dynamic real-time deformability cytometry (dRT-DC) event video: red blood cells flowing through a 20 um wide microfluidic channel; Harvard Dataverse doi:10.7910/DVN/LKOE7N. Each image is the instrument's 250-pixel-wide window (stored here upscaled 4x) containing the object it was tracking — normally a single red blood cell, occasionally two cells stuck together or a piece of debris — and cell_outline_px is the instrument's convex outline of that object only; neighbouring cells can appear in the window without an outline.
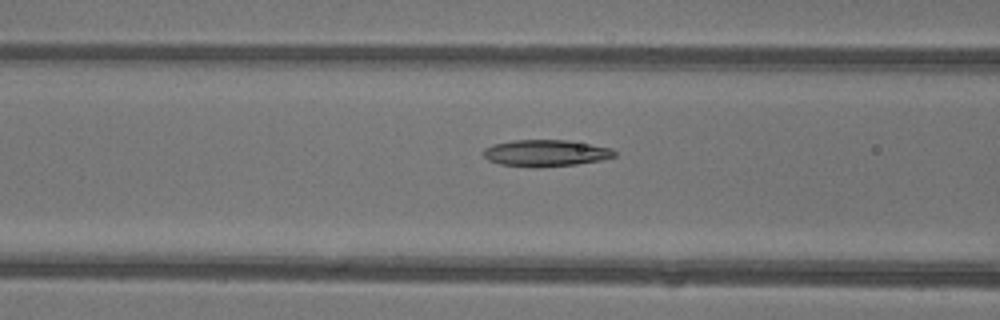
{"species": "common noctule bat (a hibernating species)", "species_latin": "Nyctalus noctula", "temperature_condition": "warm", "stored_images_in_passage": 6, "camera_frame_rate_fps": 3000, "um_per_image_px": 0.085, "animal": {"sex": "female"}, "frame": {"image": 1, "passage_image": 6, "time_ms": 1.667, "image_size_px": [1000, 320], "cell_outline_px": [[616, 156], [600, 160], [576, 164], [536, 168], [532, 168], [500, 164], [488, 160], [484, 156], [484, 148], [492, 144], [512, 140], [568, 140], [612, 148], [616, 152]], "centroid_in_image_um": [46.37, 13.01], "position_along_channel_um": 120.2, "area_um2": 20.46}}